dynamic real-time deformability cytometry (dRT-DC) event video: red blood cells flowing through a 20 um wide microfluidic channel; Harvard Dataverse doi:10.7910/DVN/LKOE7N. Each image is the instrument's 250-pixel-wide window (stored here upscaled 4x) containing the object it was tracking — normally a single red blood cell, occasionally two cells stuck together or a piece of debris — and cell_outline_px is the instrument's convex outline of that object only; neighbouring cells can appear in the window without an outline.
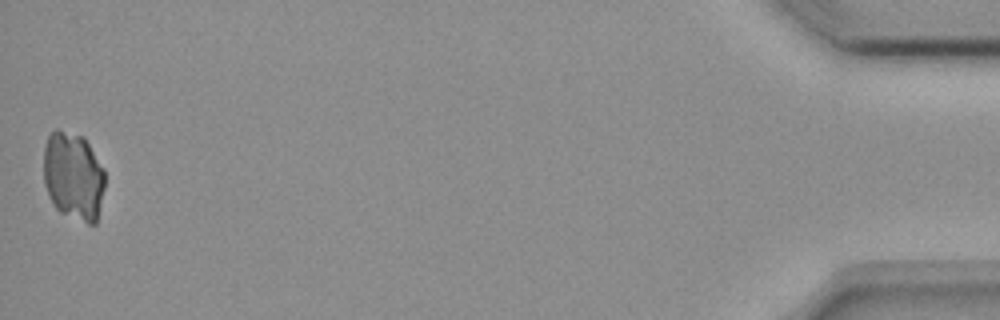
{"species": "common noctule bat (a hibernating species)", "species_latin": "Nyctalus noctula", "temperature_condition": "room temperature", "stored_images_in_passage": 46, "camera_frame_rate_fps": 3000, "um_per_image_px": 0.085, "animal": {"sex": "female", "body_mass_g": 18.4}, "frame": {"image": 1, "passage_image": 46, "time_ms": 15.0, "image_size_px": [1000, 320], "cell_outline_px": [[104, 188], [96, 224], [88, 224], [60, 212], [56, 208], [44, 184], [44, 148], [48, 136], [56, 128], [84, 136], [104, 168]], "centroid_in_image_um": [6.25, 14.94], "position_along_channel_um": 429.0, "area_um2": 31.62}}